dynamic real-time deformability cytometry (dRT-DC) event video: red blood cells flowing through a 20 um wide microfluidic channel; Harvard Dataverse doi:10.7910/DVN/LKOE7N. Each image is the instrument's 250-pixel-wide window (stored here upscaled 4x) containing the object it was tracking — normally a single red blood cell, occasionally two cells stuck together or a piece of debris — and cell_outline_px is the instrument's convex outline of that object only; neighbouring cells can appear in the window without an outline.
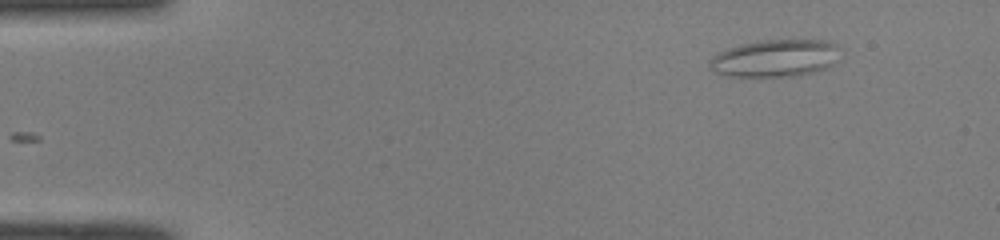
{"species": "common noctule bat (a hibernating species)", "species_latin": "Nyctalus noctula", "temperature_condition": "room temperature", "stored_images_in_passage": 45, "camera_frame_rate_fps": 3000, "um_per_image_px": 0.085, "animal": {"sex": "male", "body_mass_g": 19.0, "forearm_length_mm": 50.8}, "frame": {"image": 1, "passage_image": 1, "time_ms": 0.0, "image_size_px": [1000, 240], "cell_outline_px": [[844, 48], [832, 64], [828, 68], [816, 72], [800, 76], [728, 76], [716, 72], [708, 68], [708, 60], [720, 52], [728, 48], [740, 44], [760, 40], [824, 40], [836, 44]], "centroid_in_image_um": [65.93, 4.95], "position_along_channel_um": 19.1, "area_um2": 28.78}}
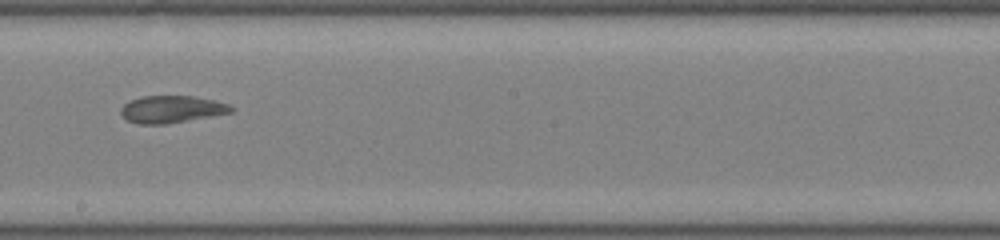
{"frame": {"image": 2, "passage_image": 24, "time_ms": 7.667, "image_size_px": [1000, 240], "cell_outline_px": [[236, 108], [232, 112], [168, 124], [140, 124], [128, 120], [120, 112], [120, 108], [128, 100], [140, 96], [192, 96], [212, 100], [228, 104]], "centroid_in_image_um": [14.57, 9.28], "position_along_channel_um": 233.6, "area_um2": 17.46}}
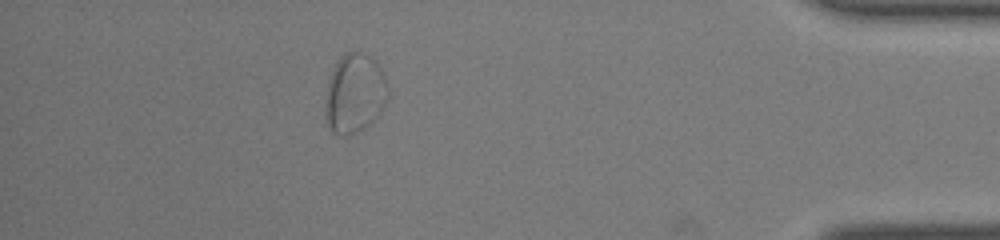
{"frame": {"image": 3, "passage_image": 40, "time_ms": 13.0, "image_size_px": [1000, 240], "cell_outline_px": [[388, 96], [380, 116], [364, 128], [356, 132], [344, 136], [340, 136], [332, 132], [324, 116], [328, 80], [336, 64], [348, 52], [360, 52], [376, 60], [388, 84]], "centroid_in_image_um": [30.16, 7.99], "position_along_channel_um": 405.0, "area_um2": 28.96}, "authors_computed_cell_mechanics": {"area_um2": 21.097, "velocity_mm_per_s": 4.0425, "shape_relaxation_time_tau1_ms": null, "shape_relaxation_time_tau2_ms": 2.1092, "deformation_change_tau1": null, "deformation_change_tau2": 0.0779}}